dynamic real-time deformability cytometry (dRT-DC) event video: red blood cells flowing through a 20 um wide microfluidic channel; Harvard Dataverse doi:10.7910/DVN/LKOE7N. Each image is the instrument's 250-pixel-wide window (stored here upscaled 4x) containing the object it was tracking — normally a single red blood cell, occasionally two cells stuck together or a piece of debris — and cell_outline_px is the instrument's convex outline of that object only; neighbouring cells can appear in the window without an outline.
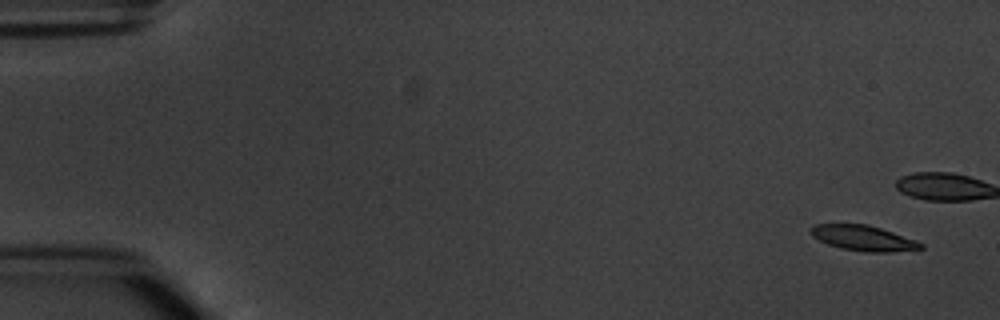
{"species": "common noctule bat (a hibernating species)", "species_latin": "Nyctalus noctula", "temperature_condition": "warm", "stored_images_in_passage": 5, "camera_frame_rate_fps": 3000, "um_per_image_px": 0.085, "animal": {"sex": "male", "body_mass_g": 20.1, "forearm_length_mm": 53.5}, "frame": {"image": 1, "passage_image": 1, "time_ms": 0.0, "image_size_px": [1000, 320], "cell_outline_px": [[924, 248], [888, 252], [868, 252], [840, 248], [828, 244], [812, 236], [808, 228], [816, 224], [868, 224], [916, 240], [924, 244]], "centroid_in_image_um": [73.36, 20.23], "position_along_channel_um": 11.6, "area_um2": 16.13}}
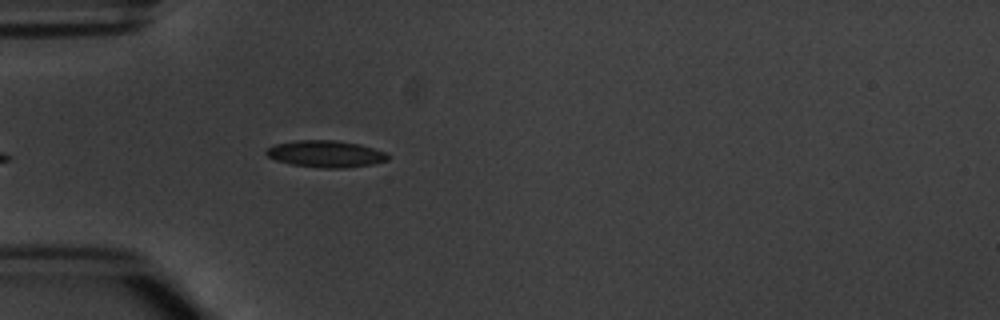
{"frame": {"image": 2, "passage_image": 5, "time_ms": 5.667, "image_size_px": [1000, 320], "cell_outline_px": [[388, 160], [372, 164], [344, 168], [324, 168], [292, 164], [276, 160], [268, 156], [264, 152], [268, 148], [276, 144], [296, 140], [336, 140], [360, 144], [384, 152], [388, 156]], "centroid_in_image_um": [27.67, 13.07], "position_along_channel_um": 57.3, "area_um2": 18.79}}